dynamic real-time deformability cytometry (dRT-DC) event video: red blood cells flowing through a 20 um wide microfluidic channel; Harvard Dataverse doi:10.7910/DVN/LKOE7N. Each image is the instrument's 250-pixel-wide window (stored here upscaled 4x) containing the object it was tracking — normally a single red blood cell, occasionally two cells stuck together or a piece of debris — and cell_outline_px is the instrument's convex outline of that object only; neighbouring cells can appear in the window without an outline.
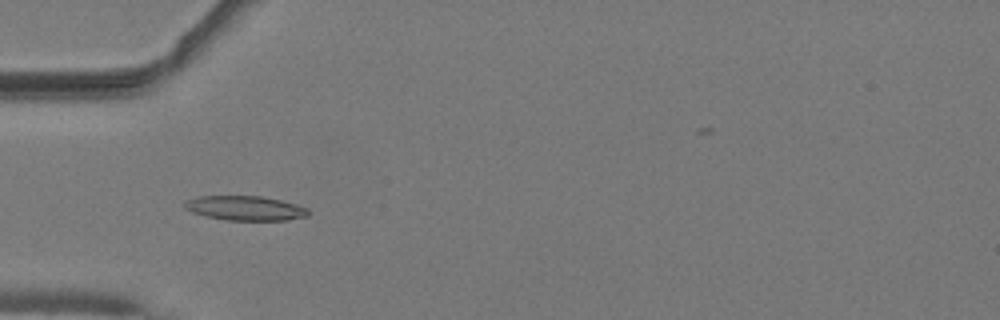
{"species": "common noctule bat (a hibernating species)", "species_latin": "Nyctalus noctula", "temperature_condition": "warm", "stored_images_in_passage": 36, "camera_frame_rate_fps": 3000, "um_per_image_px": 0.085, "animal": {"sex": "male", "body_mass_g": 19.2, "forearm_length_mm": 51.8}, "frame": {"image": 1, "passage_image": 5, "time_ms": 1.333, "image_size_px": [1000, 320], "cell_outline_px": [[308, 216], [288, 220], [224, 220], [204, 216], [192, 212], [184, 208], [180, 204], [184, 200], [196, 196], [260, 196], [280, 200], [296, 204], [308, 208]], "centroid_in_image_um": [20.76, 17.69], "position_along_channel_um": 64.2, "area_um2": 17.92}}
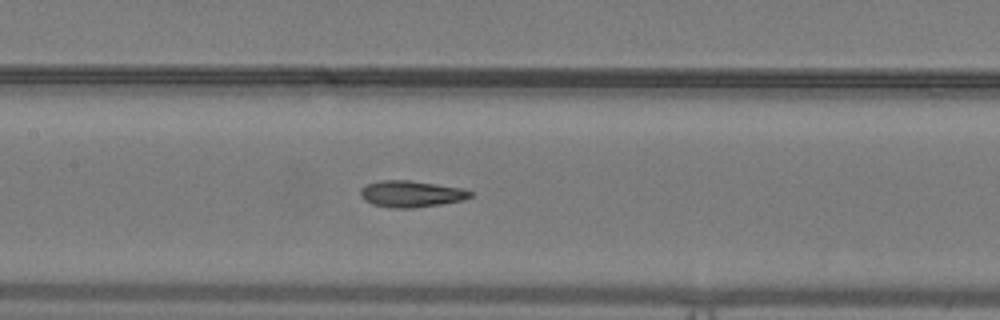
{"frame": {"image": 2, "passage_image": 13, "time_ms": 4.0, "image_size_px": [1000, 320], "cell_outline_px": [[472, 196], [460, 200], [440, 204], [412, 208], [388, 208], [372, 204], [364, 200], [360, 196], [360, 188], [368, 184], [380, 180], [408, 180], [464, 188], [472, 192]], "centroid_in_image_um": [34.91, 16.48], "position_along_channel_um": 172.5, "area_um2": 16.94}}
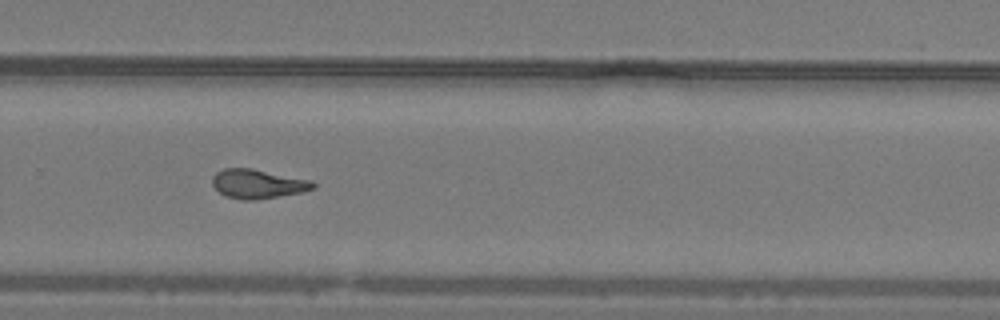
{"frame": {"image": 3, "passage_image": 23, "time_ms": 7.333, "image_size_px": [1000, 320], "cell_outline_px": [[316, 188], [304, 192], [256, 200], [244, 200], [224, 196], [212, 184], [212, 176], [216, 172], [224, 168], [252, 168], [312, 180], [316, 184]], "centroid_in_image_um": [21.94, 15.63], "position_along_channel_um": 307.9, "area_um2": 17.34}, "authors_computed_cell_mechanics": {"area_um2": 16.5308, "velocity_mm_per_s": 4.099, "shape_relaxation_time_tau1_ms": 7.6402, "shape_relaxation_time_tau2_ms": 5.2262, "deformation_change_tau1": 0.2157, "deformation_change_tau2": 0.1022}}